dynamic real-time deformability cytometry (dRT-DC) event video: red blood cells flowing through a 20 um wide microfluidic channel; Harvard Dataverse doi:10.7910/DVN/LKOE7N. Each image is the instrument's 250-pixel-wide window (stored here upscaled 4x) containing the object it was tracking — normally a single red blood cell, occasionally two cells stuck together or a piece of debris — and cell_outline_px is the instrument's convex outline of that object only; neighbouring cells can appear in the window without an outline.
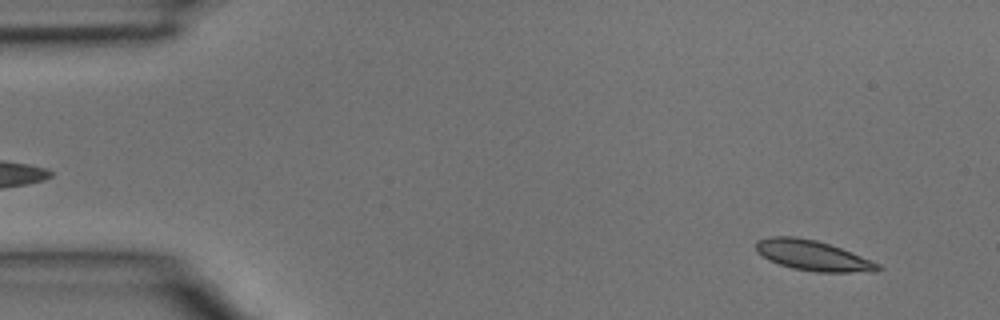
{"species": "common noctule bat (a hibernating species)", "species_latin": "Nyctalus noctula", "temperature_condition": "room temperature", "stored_images_in_passage": 3, "camera_frame_rate_fps": 3000, "um_per_image_px": 0.085, "animal": {"sex": "male", "body_mass_g": 15.6}, "frame": {"image": 1, "passage_image": 1, "time_ms": 0.0, "image_size_px": [1000, 320], "cell_outline_px": [[884, 268], [876, 272], [816, 272], [792, 268], [768, 260], [756, 248], [756, 240], [768, 236], [796, 236], [816, 240], [840, 248], [880, 264]], "centroid_in_image_um": [69.1, 21.72], "position_along_channel_um": 15.9, "area_um2": 21.39}}